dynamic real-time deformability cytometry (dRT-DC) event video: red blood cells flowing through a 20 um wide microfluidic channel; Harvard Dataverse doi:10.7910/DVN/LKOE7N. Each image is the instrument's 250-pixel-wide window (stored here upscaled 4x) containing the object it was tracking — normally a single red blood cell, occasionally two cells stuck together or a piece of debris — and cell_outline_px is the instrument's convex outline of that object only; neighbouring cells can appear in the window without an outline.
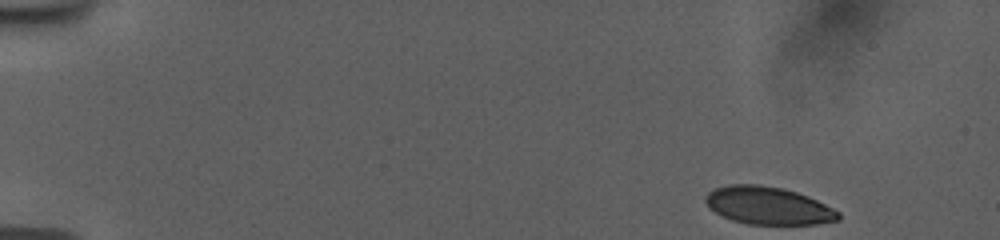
{"species": "human", "species_latin": "Homo sapiens", "temperature_condition": "room temperature", "stored_images_in_passage": 51, "camera_frame_rate_fps": 3000, "um_per_image_px": 0.085, "donor": {"sex": "female"}, "frame": {"image": 1, "passage_image": 1, "time_ms": 0.0, "image_size_px": [1000, 240], "cell_outline_px": [[840, 220], [816, 224], [748, 224], [732, 220], [708, 208], [704, 200], [704, 196], [708, 192], [716, 188], [728, 184], [756, 184], [780, 188], [796, 192], [808, 196], [840, 212]], "centroid_in_image_um": [65.27, 17.48], "position_along_channel_um": 19.7, "area_um2": 29.07}}
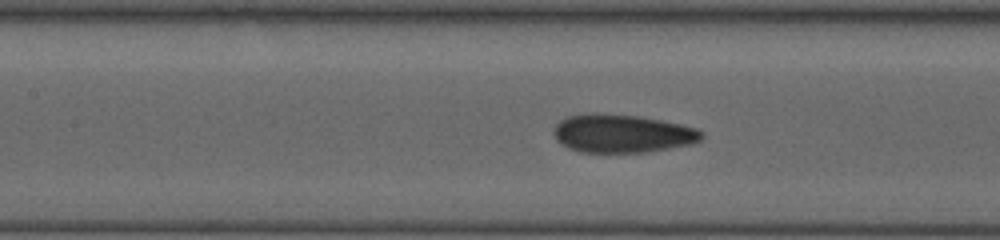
{"frame": {"image": 2, "passage_image": 22, "time_ms": 7.0, "image_size_px": [1000, 240], "cell_outline_px": [[704, 136], [700, 140], [692, 144], [648, 152], [580, 152], [568, 148], [560, 144], [556, 140], [552, 132], [556, 124], [564, 116], [592, 112], [596, 112], [640, 116], [680, 124], [696, 128], [704, 132]], "centroid_in_image_um": [52.85, 11.34], "position_along_channel_um": 154.6, "area_um2": 33.47}}
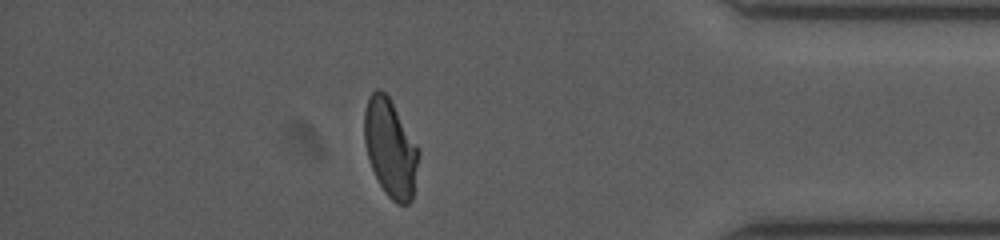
{"frame": {"image": 3, "passage_image": 44, "time_ms": 14.333, "image_size_px": [1000, 240], "cell_outline_px": [[420, 152], [412, 200], [408, 204], [396, 204], [384, 192], [372, 168], [364, 144], [364, 112], [368, 96], [376, 88], [380, 88], [388, 96]], "centroid_in_image_um": [33.16, 12.6], "position_along_channel_um": 402.0, "area_um2": 30.63}, "authors_computed_cell_mechanics": {"area_um2": 31.4432, "velocity_mm_per_s": 3.7687, "shape_relaxation_time_tau1_ms": 10.0567, "shape_relaxation_time_tau2_ms": 0.9062, "deformation_change_tau1": 0.2153, "deformation_change_tau2": 0.0601}}